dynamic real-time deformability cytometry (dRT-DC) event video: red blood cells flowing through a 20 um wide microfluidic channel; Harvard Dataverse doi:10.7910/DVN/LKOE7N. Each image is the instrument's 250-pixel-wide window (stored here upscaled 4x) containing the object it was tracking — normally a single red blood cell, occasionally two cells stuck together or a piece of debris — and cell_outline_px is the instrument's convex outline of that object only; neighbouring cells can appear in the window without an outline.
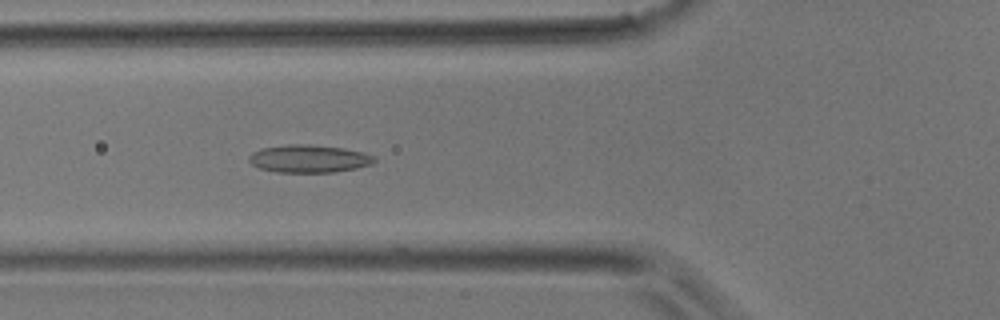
{"species": "common noctule bat (a hibernating species)", "species_latin": "Nyctalus noctula", "temperature_condition": "room temperature", "stored_images_in_passage": 5, "camera_frame_rate_fps": 3000, "um_per_image_px": 0.085, "animal": {"sex": "male", "body_mass_g": 17.9}, "frame": {"image": 1, "passage_image": 5, "time_ms": 1.333, "image_size_px": [1000, 320], "cell_outline_px": [[376, 160], [372, 164], [356, 168], [336, 172], [276, 172], [260, 168], [252, 164], [248, 160], [248, 156], [252, 152], [260, 148], [288, 144], [308, 144], [344, 148], [364, 152], [376, 156]], "centroid_in_image_um": [26.27, 13.48], "position_along_channel_um": 99.5, "area_um2": 20.46}}